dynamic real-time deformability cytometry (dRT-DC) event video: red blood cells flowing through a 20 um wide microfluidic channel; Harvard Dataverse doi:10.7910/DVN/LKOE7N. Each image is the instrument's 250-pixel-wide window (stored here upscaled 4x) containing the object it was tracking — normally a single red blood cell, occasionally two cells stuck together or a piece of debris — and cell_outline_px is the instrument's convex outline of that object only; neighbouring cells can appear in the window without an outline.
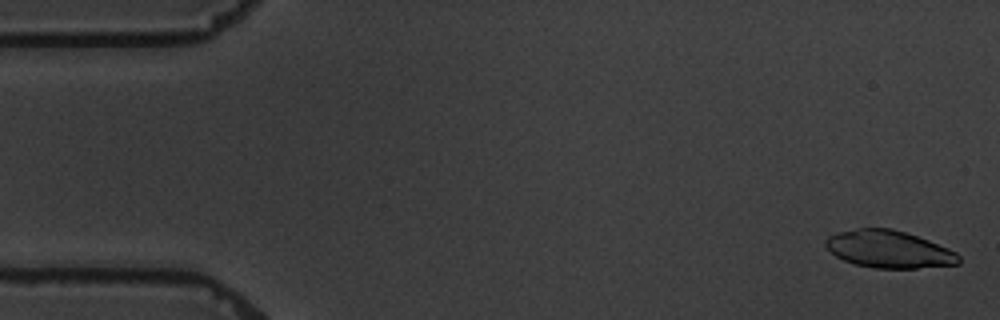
{"species": "common noctule bat (a hibernating species)", "species_latin": "Nyctalus noctula", "temperature_condition": "warm", "stored_images_in_passage": 5, "camera_frame_rate_fps": 3000, "um_per_image_px": 0.085, "animal": {"sex": "male", "body_mass_g": 19.5, "forearm_length_mm": 54.6}, "frame": {"image": 1, "passage_image": 1, "time_ms": 0.0, "image_size_px": [1000, 320], "cell_outline_px": [[960, 264], [916, 268], [876, 268], [856, 264], [844, 260], [836, 256], [824, 244], [824, 240], [828, 236], [840, 232], [856, 228], [892, 228], [928, 240], [948, 248], [956, 252], [960, 256]], "centroid_in_image_um": [75.56, 21.18], "position_along_channel_um": 9.4, "area_um2": 28.78}}